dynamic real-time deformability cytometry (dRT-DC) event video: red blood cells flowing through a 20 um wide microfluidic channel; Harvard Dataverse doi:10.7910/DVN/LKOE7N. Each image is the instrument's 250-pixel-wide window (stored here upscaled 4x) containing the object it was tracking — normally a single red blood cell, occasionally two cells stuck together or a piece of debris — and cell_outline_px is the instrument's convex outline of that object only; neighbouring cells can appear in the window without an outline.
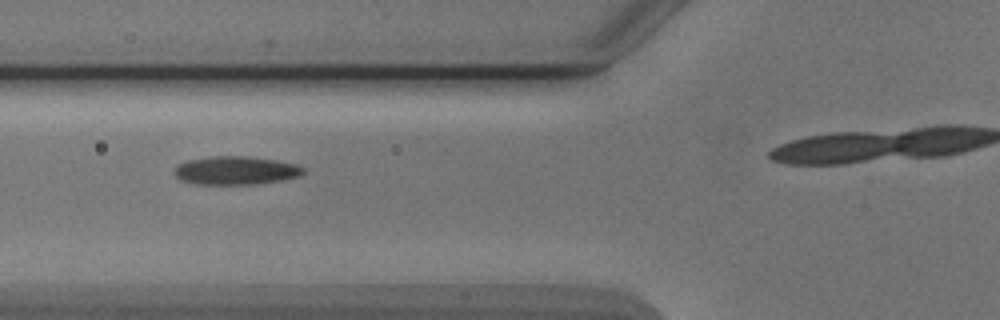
{"species": "Egyptian fruit bat (a non-hibernating species)", "species_latin": "Rousettus aegyptiacus", "temperature_condition": "cold", "stored_images_in_passage": 4, "camera_frame_rate_fps": 3000, "um_per_image_px": 0.085, "animal": {"sex": "male"}, "frame": {"image": 1, "passage_image": 2, "time_ms": 1.333, "image_size_px": [1000, 320], "cell_outline_px": [[304, 172], [300, 176], [280, 180], [252, 184], [196, 184], [184, 180], [176, 176], [172, 172], [176, 164], [188, 160], [208, 156], [248, 156], [276, 160], [296, 164], [304, 168]], "centroid_in_image_um": [20.01, 14.47], "position_along_channel_um": 105.8, "area_um2": 21.33}}
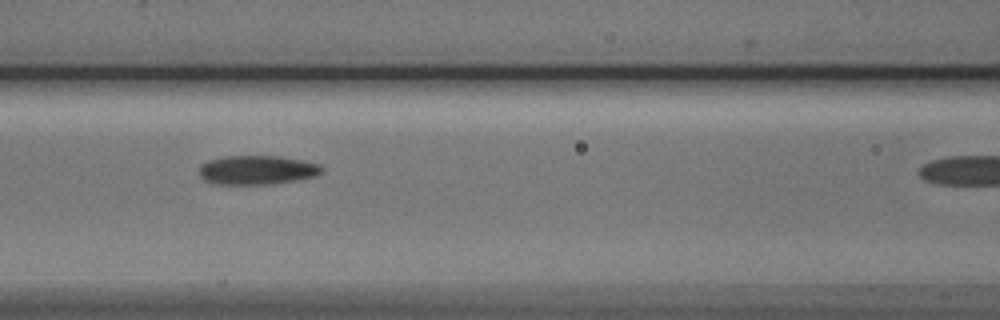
{"frame": {"image": 2, "passage_image": 3, "time_ms": 2.333, "image_size_px": [1000, 320], "cell_outline_px": [[324, 172], [316, 176], [276, 184], [216, 184], [204, 180], [200, 176], [200, 164], [208, 160], [224, 156], [280, 156], [304, 160], [320, 164], [324, 168]], "centroid_in_image_um": [21.89, 14.45], "position_along_channel_um": 144.7, "area_um2": 21.1}}